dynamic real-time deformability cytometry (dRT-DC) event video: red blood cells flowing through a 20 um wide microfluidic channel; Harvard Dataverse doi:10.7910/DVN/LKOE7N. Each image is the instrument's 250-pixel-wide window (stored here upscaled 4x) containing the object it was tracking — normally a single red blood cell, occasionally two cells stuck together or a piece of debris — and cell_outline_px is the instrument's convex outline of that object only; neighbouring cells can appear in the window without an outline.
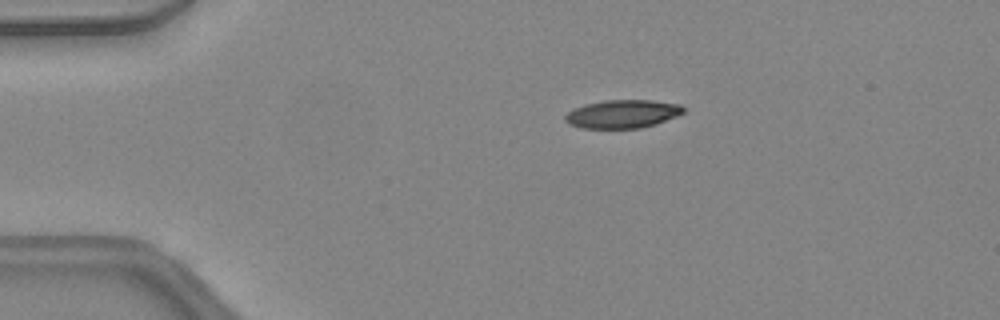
{"species": "common noctule bat (a hibernating species)", "species_latin": "Nyctalus noctula", "temperature_condition": "warm", "stored_images_in_passage": 39, "camera_frame_rate_fps": 3000, "um_per_image_px": 0.085, "animal": {"sex": "female", "body_mass_g": 24.6, "forearm_length_mm": 56.2}, "frame": {"image": 1, "passage_image": 2, "time_ms": 0.333, "image_size_px": [1000, 320], "cell_outline_px": [[684, 112], [676, 116], [656, 124], [640, 128], [580, 128], [568, 124], [564, 120], [564, 116], [572, 108], [584, 104], [604, 100], [652, 100], [680, 104], [684, 108]], "centroid_in_image_um": [52.87, 9.68], "position_along_channel_um": 32.1, "area_um2": 19.65}}
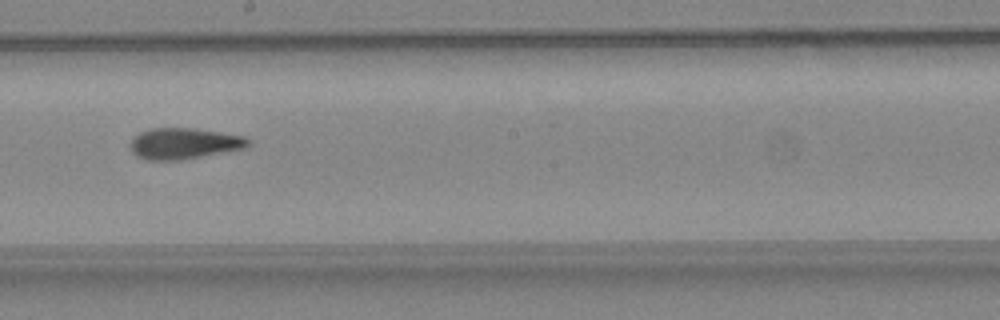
{"frame": {"image": 2, "passage_image": 19, "time_ms": 6.0, "image_size_px": [1000, 320], "cell_outline_px": [[248, 144], [244, 148], [180, 160], [144, 160], [136, 156], [132, 152], [132, 140], [140, 132], [152, 128], [192, 128], [244, 136], [248, 140]], "centroid_in_image_um": [15.6, 12.2], "position_along_channel_um": 232.6, "area_um2": 20.92}}
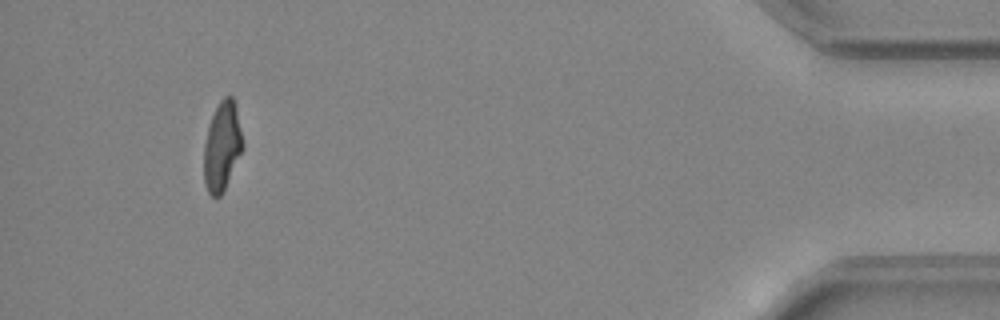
{"frame": {"image": 3, "passage_image": 36, "time_ms": 11.667, "image_size_px": [1000, 320], "cell_outline_px": [[244, 148], [224, 192], [220, 196], [212, 196], [208, 192], [204, 184], [204, 144], [208, 128], [212, 116], [220, 100], [224, 96], [232, 96], [236, 108], [244, 144]], "centroid_in_image_um": [18.89, 12.48], "position_along_channel_um": 416.3, "area_um2": 20.23}, "authors_computed_cell_mechanics": {"area_um2": 21.0392, "velocity_mm_per_s": 4.4743, "shape_relaxation_time_tau1_ms": 6.2497, "shape_relaxation_time_tau2_ms": 2.5325, "deformation_change_tau1": 0.2381, "deformation_change_tau2": 0.1185}}